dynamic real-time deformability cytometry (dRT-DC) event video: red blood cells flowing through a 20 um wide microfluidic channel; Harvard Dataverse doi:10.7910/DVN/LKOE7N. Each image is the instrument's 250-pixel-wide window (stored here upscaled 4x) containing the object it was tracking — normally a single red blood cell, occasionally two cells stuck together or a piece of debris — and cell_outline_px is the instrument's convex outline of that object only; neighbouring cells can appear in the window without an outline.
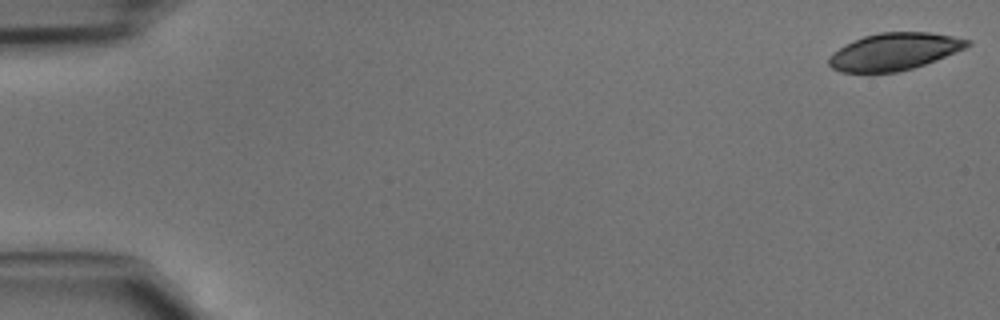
{"species": "common noctule bat (a hibernating species)", "species_latin": "Nyctalus noctula", "temperature_condition": "cold", "stored_images_in_passage": 46, "camera_frame_rate_fps": 3000, "um_per_image_px": 0.085, "animal": {"sex": "male", "body_mass_g": 15.6}, "frame": {"image": 1, "passage_image": 1, "time_ms": 0.0, "image_size_px": [1000, 320], "cell_outline_px": [[972, 44], [956, 52], [936, 60], [912, 68], [896, 72], [840, 72], [832, 68], [828, 64], [828, 56], [832, 52], [844, 44], [864, 36], [880, 32], [928, 32], [952, 36], [972, 40]], "centroid_in_image_um": [75.99, 4.38], "position_along_channel_um": 9.0, "area_um2": 30.0}}
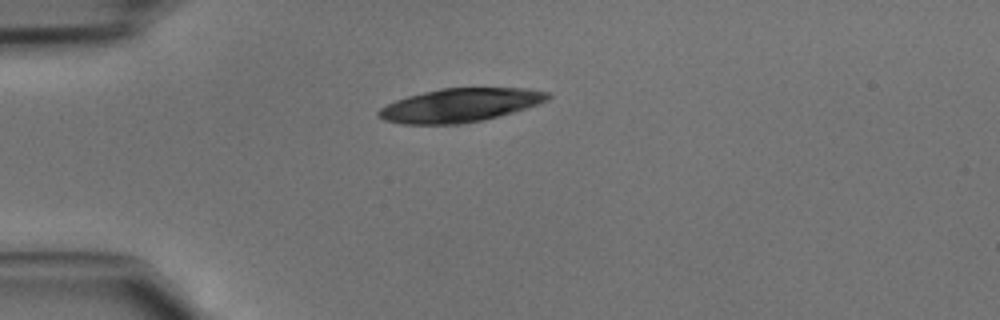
{"frame": {"image": 2, "passage_image": 12, "time_ms": 3.667, "image_size_px": [1000, 320], "cell_outline_px": [[552, 96], [548, 100], [540, 104], [512, 112], [480, 120], [460, 124], [404, 124], [384, 120], [376, 116], [376, 112], [380, 108], [396, 100], [408, 96], [440, 88], [528, 88], [552, 92]], "centroid_in_image_um": [39.13, 8.93], "position_along_channel_um": 45.9, "area_um2": 33.12}}